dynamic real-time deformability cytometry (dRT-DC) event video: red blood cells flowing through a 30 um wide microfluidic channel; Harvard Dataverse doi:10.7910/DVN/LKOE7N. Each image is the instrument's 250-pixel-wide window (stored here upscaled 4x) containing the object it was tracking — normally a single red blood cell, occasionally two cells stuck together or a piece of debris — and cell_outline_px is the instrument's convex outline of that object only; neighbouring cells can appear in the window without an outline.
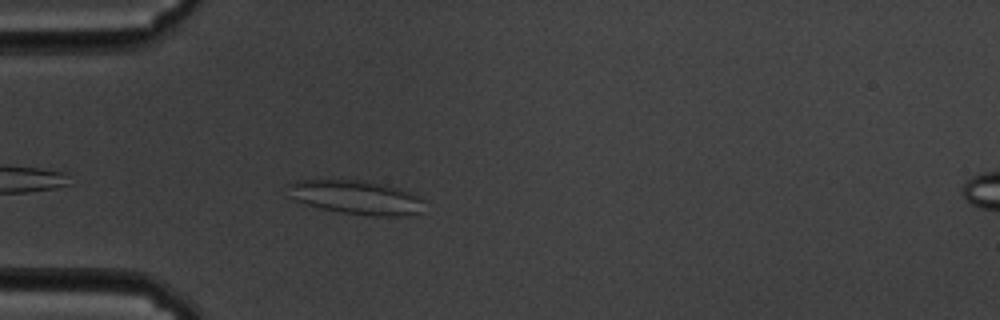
{"species": "common noctule bat (a hibernating species)", "species_latin": "Nyctalus noctula", "temperature_condition": "cold", "stored_images_in_passage": 37, "camera_frame_rate_fps": 3000, "um_per_image_px": 0.085, "animal": {"sex": "male", "body_mass_g": 19.5, "forearm_length_mm": 54.6}, "frame": {"image": 1, "passage_image": 4, "time_ms": 1.0, "image_size_px": [1000, 320], "cell_outline_px": [[424, 200], [420, 212], [408, 216], [376, 216], [340, 212], [320, 208], [296, 200], [288, 196], [284, 184], [300, 180], [364, 180], [384, 184], [400, 188], [420, 196]], "centroid_in_image_um": [30.26, 16.76], "position_along_channel_um": 54.7, "area_um2": 27.22}}
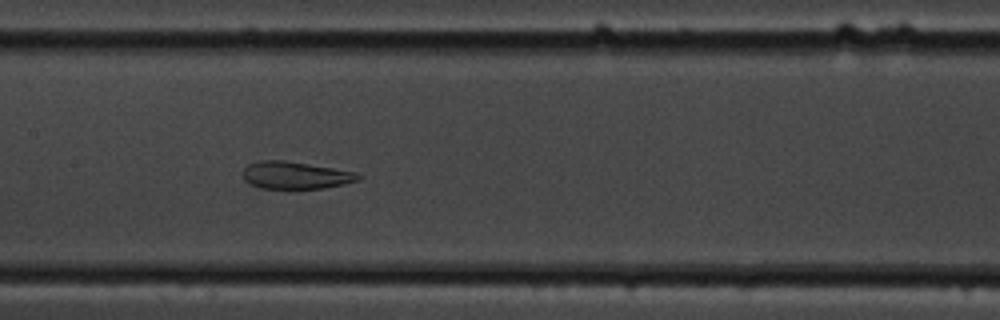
{"frame": {"image": 2, "passage_image": 16, "time_ms": 5.0, "image_size_px": [1000, 320], "cell_outline_px": [[364, 176], [360, 180], [344, 184], [324, 188], [260, 188], [248, 184], [244, 180], [244, 168], [248, 164], [260, 160], [284, 160], [356, 172]], "centroid_in_image_um": [25.12, 14.9], "position_along_channel_um": 182.3, "area_um2": 18.38}}
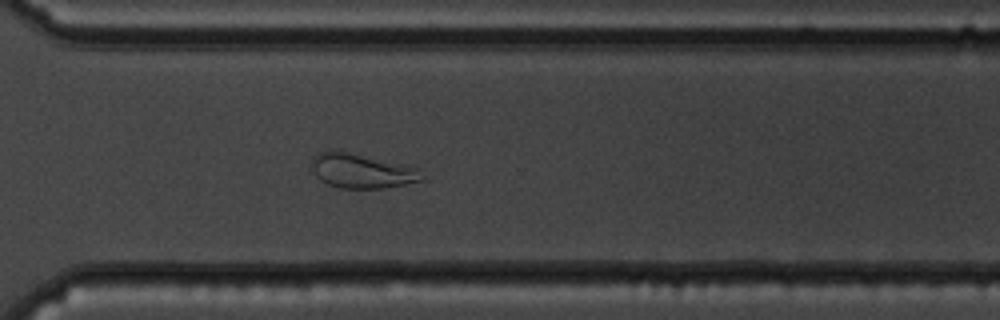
{"frame": {"image": 3, "passage_image": 30, "time_ms": 9.667, "image_size_px": [1000, 320], "cell_outline_px": [[424, 180], [384, 188], [340, 188], [328, 184], [320, 180], [316, 176], [312, 168], [312, 160], [316, 152], [328, 148], [348, 152], [420, 168], [424, 176]], "centroid_in_image_um": [30.72, 14.51], "position_along_channel_um": 339.9, "area_um2": 22.31}, "authors_computed_cell_mechanics": {"area_um2": 20.7502, "velocity_mm_per_s": 3.3831, "shape_relaxation_time_tau1_ms": null, "shape_relaxation_time_tau2_ms": 2.1069, "deformation_change_tau1": null, "deformation_change_tau2": 0.0977}}